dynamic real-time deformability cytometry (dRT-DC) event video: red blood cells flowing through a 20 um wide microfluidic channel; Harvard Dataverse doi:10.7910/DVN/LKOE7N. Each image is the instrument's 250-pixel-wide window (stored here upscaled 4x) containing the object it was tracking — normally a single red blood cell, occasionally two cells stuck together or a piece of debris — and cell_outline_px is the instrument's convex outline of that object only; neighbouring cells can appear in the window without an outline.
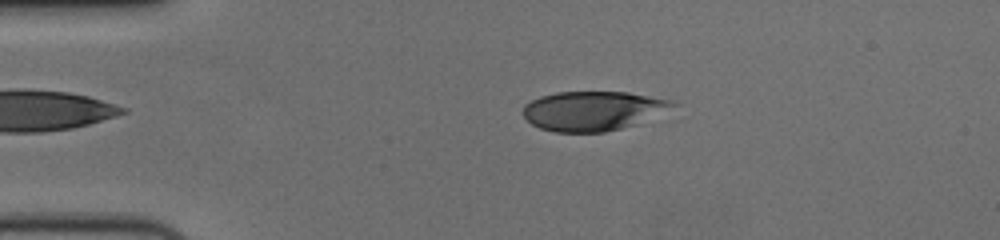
{"species": "human", "species_latin": "Homo sapiens", "temperature_condition": "cold", "stored_images_in_passage": 55, "camera_frame_rate_fps": 3000, "um_per_image_px": 0.085, "donor": {"sex": "female"}, "frame": {"image": 1, "passage_image": 11, "time_ms": 3.333, "image_size_px": [1000, 240], "cell_outline_px": [[680, 104], [636, 124], [604, 132], [552, 132], [540, 128], [532, 124], [524, 116], [524, 104], [540, 96], [556, 92], [628, 92], [676, 100]], "centroid_in_image_um": [50.42, 9.41], "position_along_channel_um": 34.6, "area_um2": 34.39}}
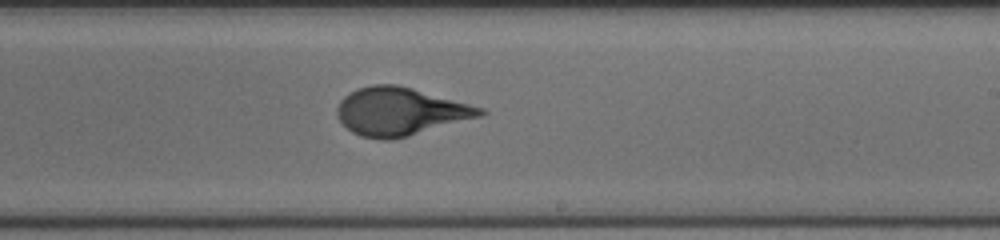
{"frame": {"image": 2, "passage_image": 33, "time_ms": 10.667, "image_size_px": [1000, 240], "cell_outline_px": [[488, 112], [480, 116], [408, 136], [388, 140], [380, 140], [360, 136], [352, 132], [336, 116], [336, 108], [340, 100], [348, 92], [356, 88], [372, 84], [396, 84], [412, 88], [484, 108]], "centroid_in_image_um": [33.96, 9.47], "position_along_channel_um": 255.0, "area_um2": 39.82}}
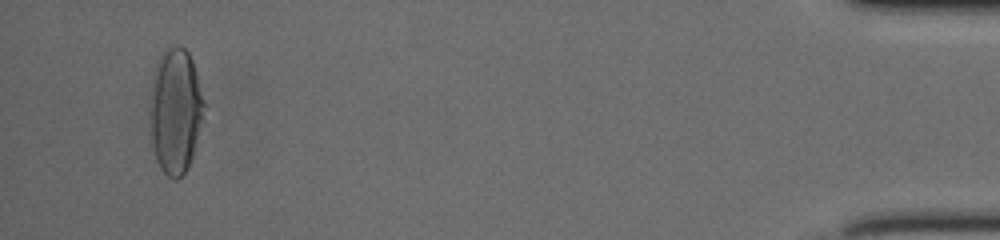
{"frame": {"image": 3, "passage_image": 53, "time_ms": 17.333, "image_size_px": [1000, 240], "cell_outline_px": [[204, 104], [192, 156], [188, 168], [176, 180], [168, 176], [160, 168], [156, 160], [152, 144], [152, 100], [156, 68], [160, 56], [168, 44], [180, 44], [188, 52], [192, 60], [204, 100]], "centroid_in_image_um": [14.92, 9.4], "position_along_channel_um": 420.3, "area_um2": 38.15}, "authors_computed_cell_mechanics": {"area_um2": 38.437, "velocity_mm_per_s": 3.641, "shape_relaxation_time_tau1_ms": 4.4576, "shape_relaxation_time_tau2_ms": null, "deformation_change_tau1": 0.1938, "deformation_change_tau2": null}}